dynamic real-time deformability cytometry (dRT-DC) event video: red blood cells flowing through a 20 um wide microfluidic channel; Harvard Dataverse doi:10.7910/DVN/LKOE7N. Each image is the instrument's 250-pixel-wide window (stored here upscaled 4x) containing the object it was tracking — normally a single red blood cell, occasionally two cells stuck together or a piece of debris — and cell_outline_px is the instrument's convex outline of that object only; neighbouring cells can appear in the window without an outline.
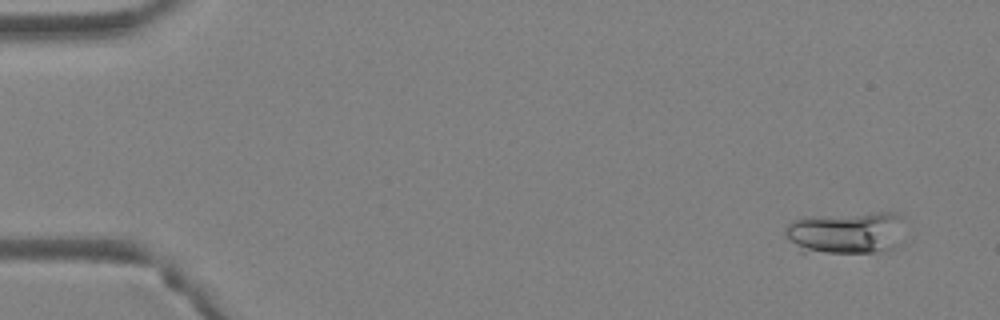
{"species": "Egyptian fruit bat (a non-hibernating species)", "species_latin": "Rousettus aegyptiacus", "temperature_condition": "warm", "stored_images_in_passage": 3, "camera_frame_rate_fps": 3000, "um_per_image_px": 0.085, "animal": {"sex": "female"}, "frame": {"image": 1, "passage_image": 1, "time_ms": 0.0, "image_size_px": [1000, 320], "cell_outline_px": [[900, 216], [892, 248], [888, 252], [804, 256], [800, 252], [784, 232], [784, 228], [792, 220], [808, 216], [876, 212], [896, 212]], "centroid_in_image_um": [71.73, 19.84], "position_along_channel_um": 13.3, "area_um2": 30.0}}